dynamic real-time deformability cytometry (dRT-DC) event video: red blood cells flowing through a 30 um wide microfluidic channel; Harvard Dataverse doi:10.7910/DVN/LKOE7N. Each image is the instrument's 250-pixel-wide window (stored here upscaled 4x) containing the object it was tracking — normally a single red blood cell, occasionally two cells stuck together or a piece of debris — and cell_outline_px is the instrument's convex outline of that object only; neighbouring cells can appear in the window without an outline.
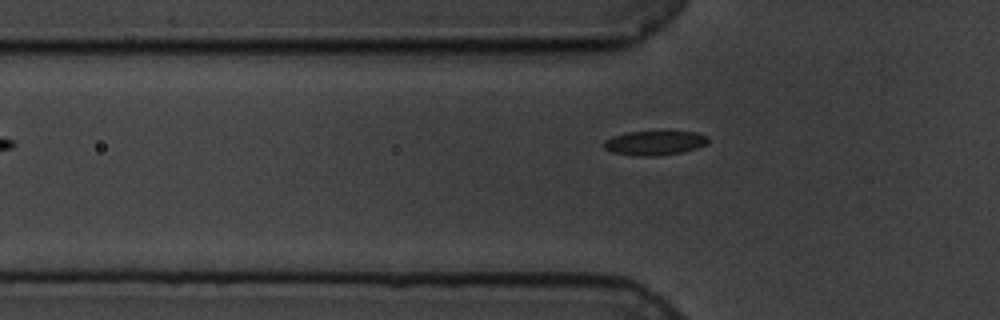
{"species": "common noctule bat (a hibernating species)", "species_latin": "Nyctalus noctula", "temperature_condition": "cold", "stored_images_in_passage": 35, "camera_frame_rate_fps": 3000, "um_per_image_px": 0.085, "animal": {"sex": "male", "body_mass_g": 19.5, "forearm_length_mm": 54.6}, "frame": {"image": 1, "passage_image": 2, "time_ms": 0.333, "image_size_px": [1000, 320], "cell_outline_px": [[708, 144], [684, 152], [652, 156], [640, 156], [612, 152], [604, 148], [604, 140], [612, 136], [628, 132], [696, 132], [708, 136]], "centroid_in_image_um": [55.66, 12.15], "position_along_channel_um": 70.1, "area_um2": 14.68}}
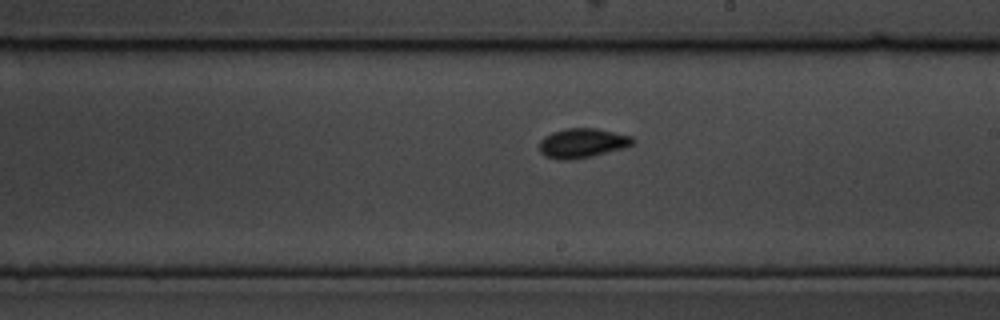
{"frame": {"image": 2, "passage_image": 17, "time_ms": 5.333, "image_size_px": [1000, 320], "cell_outline_px": [[636, 140], [632, 144], [624, 148], [592, 156], [568, 160], [556, 160], [544, 156], [540, 152], [540, 140], [544, 136], [552, 132], [564, 128], [596, 128], [632, 136]], "centroid_in_image_um": [49.48, 12.16], "position_along_channel_um": 239.5, "area_um2": 16.18}}
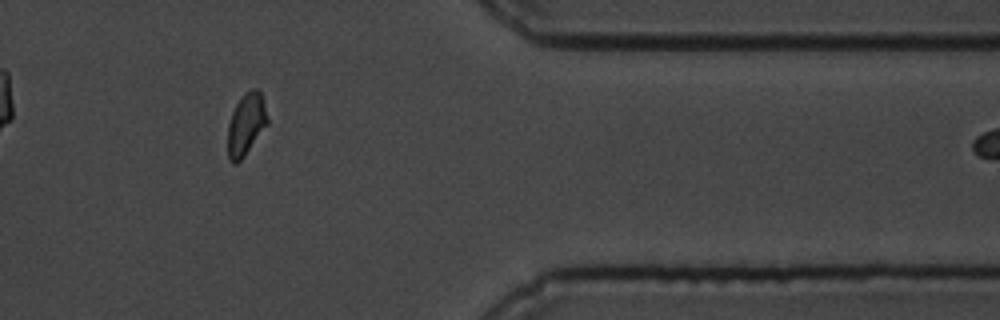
{"frame": {"image": 3, "passage_image": 32, "time_ms": 10.333, "image_size_px": [1000, 320], "cell_outline_px": [[268, 124], [244, 156], [236, 164], [232, 164], [228, 160], [228, 124], [232, 112], [236, 104], [244, 92], [252, 88], [256, 88], [260, 92], [264, 104], [268, 120]], "centroid_in_image_um": [20.9, 10.57], "position_along_channel_um": 390.5, "area_um2": 14.33}}